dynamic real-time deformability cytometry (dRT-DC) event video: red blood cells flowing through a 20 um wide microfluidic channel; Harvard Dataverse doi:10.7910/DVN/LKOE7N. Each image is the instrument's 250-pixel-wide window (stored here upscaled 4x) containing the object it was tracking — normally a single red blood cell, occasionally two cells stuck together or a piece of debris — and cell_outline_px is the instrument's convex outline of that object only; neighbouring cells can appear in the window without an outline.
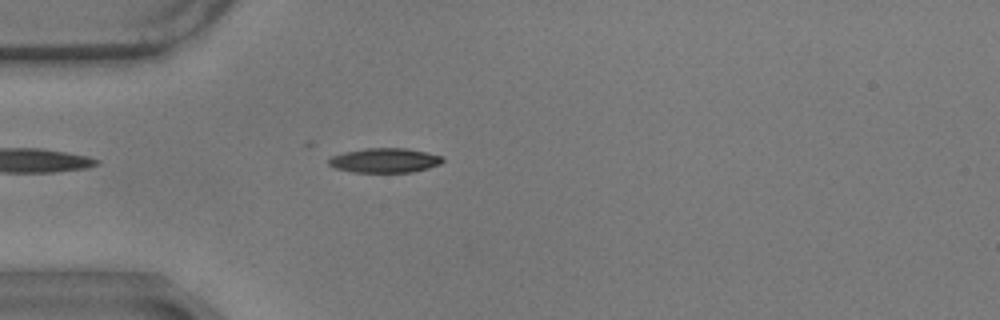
{"species": "common noctule bat (a hibernating species)", "species_latin": "Nyctalus noctula", "temperature_condition": "warm", "stored_images_in_passage": 43, "camera_frame_rate_fps": 3000, "um_per_image_px": 0.085, "animal": {"sex": "male", "body_mass_g": 17.9}, "frame": {"image": 1, "passage_image": 5, "time_ms": 1.333, "image_size_px": [1000, 320], "cell_outline_px": [[444, 160], [440, 164], [428, 168], [412, 172], [352, 172], [336, 168], [328, 164], [328, 160], [332, 156], [344, 152], [364, 148], [404, 148], [428, 152], [444, 156]], "centroid_in_image_um": [32.73, 13.63], "position_along_channel_um": 52.3, "area_um2": 16.36}}
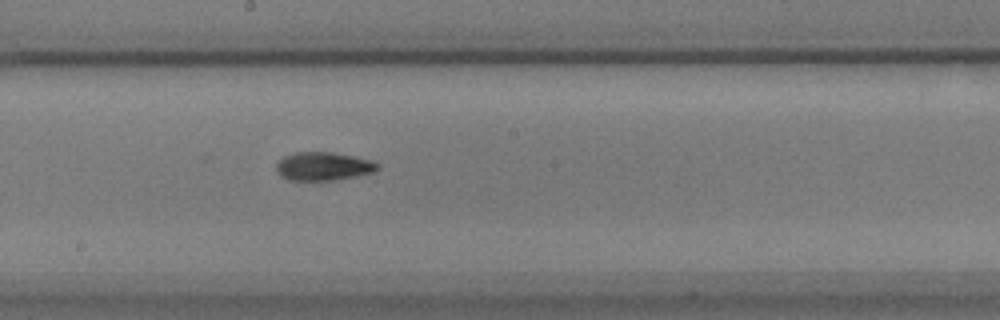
{"frame": {"image": 2, "passage_image": 20, "time_ms": 6.333, "image_size_px": [1000, 320], "cell_outline_px": [[380, 168], [372, 172], [332, 180], [288, 180], [280, 176], [276, 168], [276, 164], [284, 156], [296, 152], [332, 152], [356, 156], [372, 160], [380, 164]], "centroid_in_image_um": [27.49, 14.12], "position_along_channel_um": 220.7, "area_um2": 16.7}}
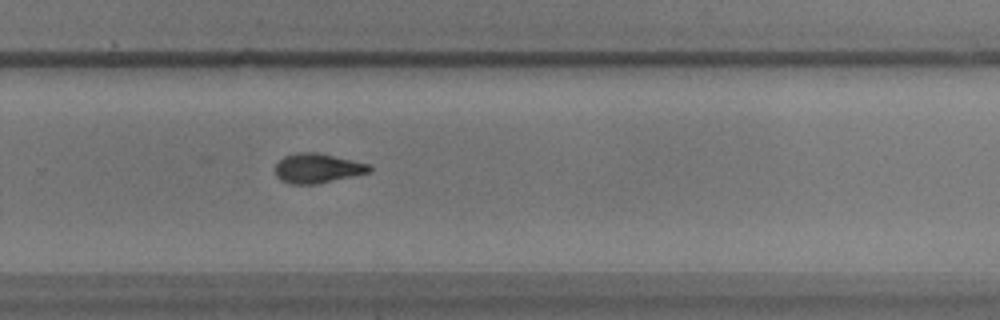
{"frame": {"image": 3, "passage_image": 27, "time_ms": 8.667, "image_size_px": [1000, 320], "cell_outline_px": [[372, 172], [316, 184], [292, 184], [280, 180], [276, 176], [276, 164], [284, 156], [296, 152], [316, 152], [368, 164], [372, 168]], "centroid_in_image_um": [26.97, 14.3], "position_along_channel_um": 302.8, "area_um2": 16.13}, "authors_computed_cell_mechanics": {"area_um2": 16.2996, "velocity_mm_per_s": 3.5321, "shape_relaxation_time_tau1_ms": 5.2215, "shape_relaxation_time_tau2_ms": 7.9464, "deformation_change_tau1": 0.167, "deformation_change_tau2": 0.1818}}